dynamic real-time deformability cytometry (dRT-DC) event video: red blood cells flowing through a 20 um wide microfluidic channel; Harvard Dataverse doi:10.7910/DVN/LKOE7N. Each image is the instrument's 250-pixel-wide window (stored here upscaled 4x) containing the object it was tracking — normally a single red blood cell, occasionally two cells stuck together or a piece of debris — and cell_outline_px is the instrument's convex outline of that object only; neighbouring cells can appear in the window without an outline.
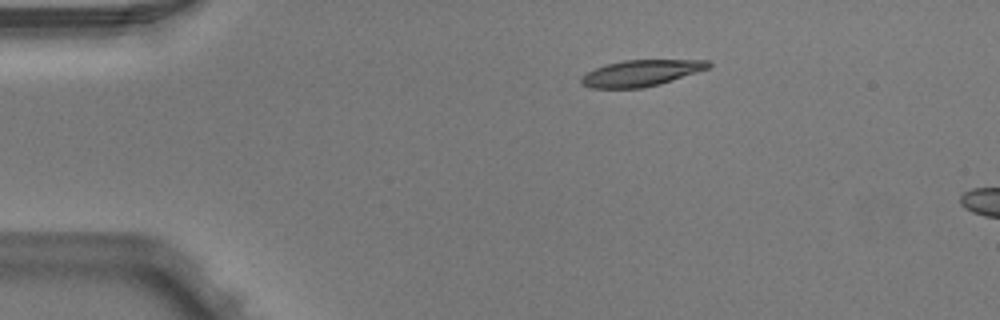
{"species": "Egyptian fruit bat (a non-hibernating species)", "species_latin": "Rousettus aegyptiacus", "temperature_condition": "warm", "stored_images_in_passage": 5, "camera_frame_rate_fps": 3000, "um_per_image_px": 0.085, "animal": {"sex": "male"}, "frame": {"image": 1, "passage_image": 5, "time_ms": 1.333, "image_size_px": [1000, 320], "cell_outline_px": [[712, 64], [708, 68], [660, 84], [640, 88], [588, 88], [580, 84], [580, 76], [604, 64], [624, 60], [708, 60]], "centroid_in_image_um": [54.42, 6.21], "position_along_channel_um": 30.6, "area_um2": 19.42}}